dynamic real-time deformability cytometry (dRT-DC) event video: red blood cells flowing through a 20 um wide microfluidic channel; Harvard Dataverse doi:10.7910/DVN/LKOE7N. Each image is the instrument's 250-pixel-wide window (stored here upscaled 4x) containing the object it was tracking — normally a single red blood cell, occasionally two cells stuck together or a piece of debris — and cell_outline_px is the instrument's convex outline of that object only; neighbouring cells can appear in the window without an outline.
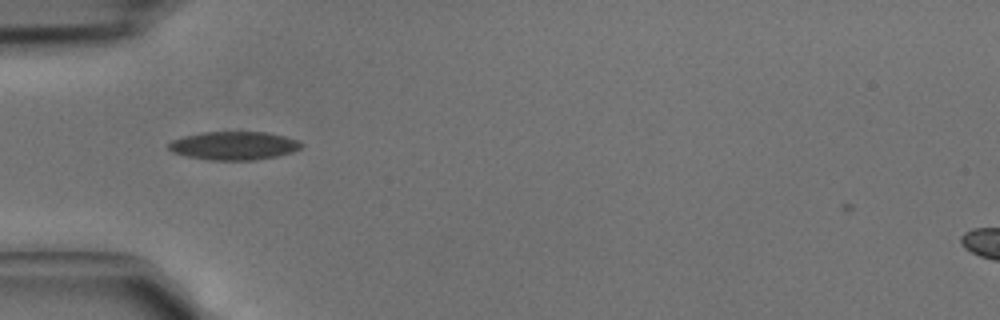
{"species": "common noctule bat (a hibernating species)", "species_latin": "Nyctalus noctula", "temperature_condition": "cold", "stored_images_in_passage": 2, "camera_frame_rate_fps": 3000, "um_per_image_px": 0.085, "animal": {"sex": "male", "body_mass_g": 15.6}, "frame": {"image": 1, "passage_image": 1, "time_ms": 0.0, "image_size_px": [1000, 320], "cell_outline_px": [[304, 144], [300, 148], [292, 152], [276, 156], [252, 160], [208, 160], [188, 156], [172, 152], [168, 148], [168, 144], [172, 140], [184, 136], [204, 132], [264, 132], [284, 136], [296, 140]], "centroid_in_image_um": [19.86, 12.38], "position_along_channel_um": 65.1, "area_um2": 21.73}}